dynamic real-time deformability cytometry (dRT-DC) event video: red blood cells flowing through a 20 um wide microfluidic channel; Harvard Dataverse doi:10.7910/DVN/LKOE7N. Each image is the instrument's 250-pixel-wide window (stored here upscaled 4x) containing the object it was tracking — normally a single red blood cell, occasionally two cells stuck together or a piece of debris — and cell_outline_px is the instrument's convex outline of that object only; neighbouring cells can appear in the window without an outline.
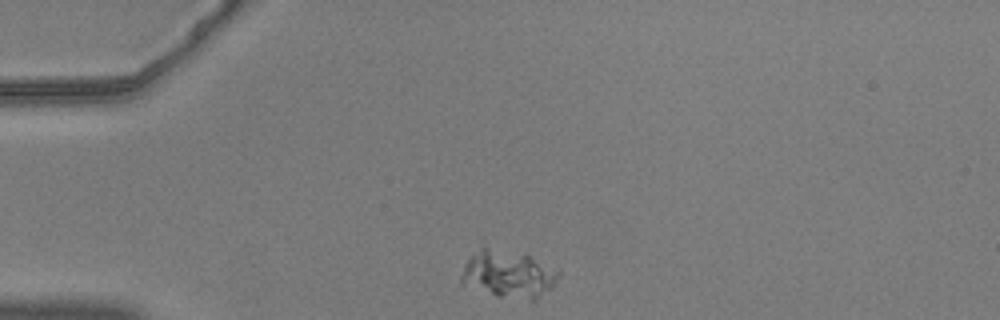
{"species": "common noctule bat (a hibernating species)", "species_latin": "Nyctalus noctula", "temperature_condition": "warm", "stored_images_in_passage": 44, "camera_frame_rate_fps": 3000, "um_per_image_px": 0.085, "animal": {"sex": "male", "body_mass_g": 20.5, "forearm_length_mm": 52.5}, "frame": {"image": 1, "passage_image": 1, "time_ms": 0.0, "image_size_px": [1000, 320], "cell_outline_px": [[560, 276], [552, 288], [536, 300], [532, 300], [496, 296], [460, 284], [460, 276], [468, 260], [480, 244], [484, 244], [524, 252], [560, 272]], "centroid_in_image_um": [43.18, 23.25], "position_along_channel_um": 41.8, "area_um2": 27.69}}
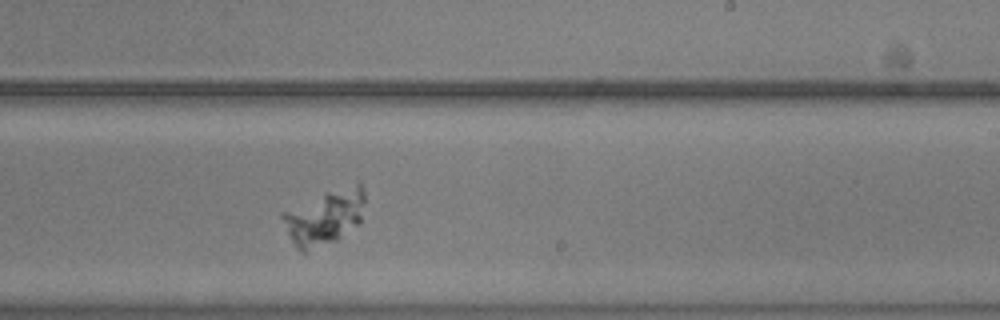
{"frame": {"image": 2, "passage_image": 22, "time_ms": 7.0, "image_size_px": [1000, 320], "cell_outline_px": [[364, 200], [360, 224], [336, 240], [304, 252], [300, 252], [292, 240], [280, 216], [280, 212], [328, 192], [360, 180], [364, 192]], "centroid_in_image_um": [27.61, 18.44], "position_along_channel_um": 261.4, "area_um2": 26.07}}
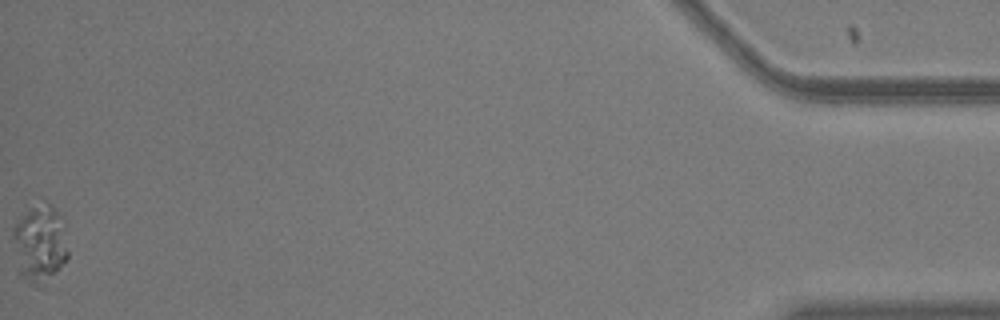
{"frame": {"image": 3, "passage_image": 44, "time_ms": 14.333, "image_size_px": [1000, 320], "cell_outline_px": [[68, 256], [56, 272], [40, 288], [36, 288], [28, 284], [20, 276], [12, 236], [12, 228], [28, 208], [44, 200], [64, 220], [68, 252]], "centroid_in_image_um": [3.38, 20.73], "position_along_channel_um": 431.8, "area_um2": 25.14}}